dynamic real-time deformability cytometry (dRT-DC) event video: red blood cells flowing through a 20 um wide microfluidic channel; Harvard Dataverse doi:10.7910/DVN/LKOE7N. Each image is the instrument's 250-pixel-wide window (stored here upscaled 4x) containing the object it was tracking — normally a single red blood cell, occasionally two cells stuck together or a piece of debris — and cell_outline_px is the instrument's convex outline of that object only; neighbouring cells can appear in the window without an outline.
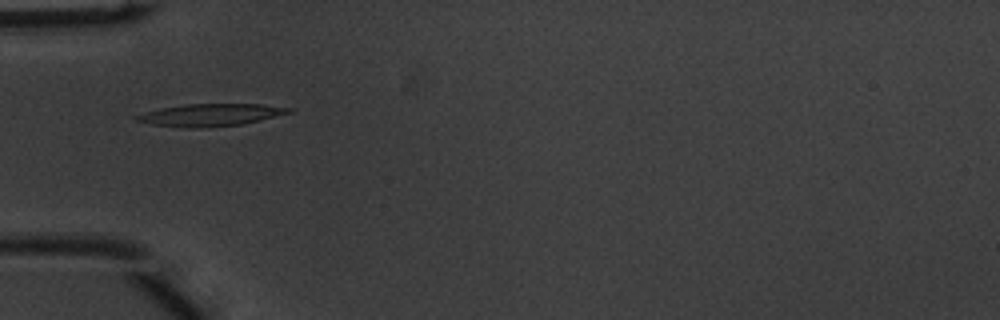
{"species": "common noctule bat (a hibernating species)", "species_latin": "Nyctalus noctula", "temperature_condition": "warm", "stored_images_in_passage": 37, "camera_frame_rate_fps": 3000, "um_per_image_px": 0.085, "animal": {"sex": "male", "body_mass_g": 20.1, "forearm_length_mm": 53.5}, "frame": {"image": 1, "passage_image": 3, "time_ms": 0.667, "image_size_px": [1000, 320], "cell_outline_px": [[292, 112], [260, 120], [240, 124], [204, 128], [184, 128], [152, 124], [136, 120], [132, 116], [160, 108], [188, 104], [260, 104], [292, 108]], "centroid_in_image_um": [17.87, 9.77], "position_along_channel_um": 67.1, "area_um2": 19.65}}
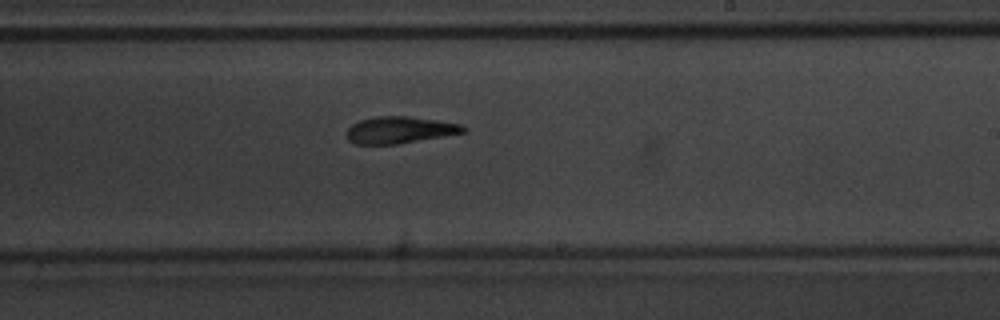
{"frame": {"image": 2, "passage_image": 17, "time_ms": 5.333, "image_size_px": [1000, 320], "cell_outline_px": [[468, 132], [400, 144], [352, 144], [348, 140], [344, 132], [352, 124], [360, 120], [376, 116], [408, 116], [436, 120], [460, 124], [468, 128]], "centroid_in_image_um": [33.97, 11.06], "position_along_channel_um": 255.0, "area_um2": 18.55}}
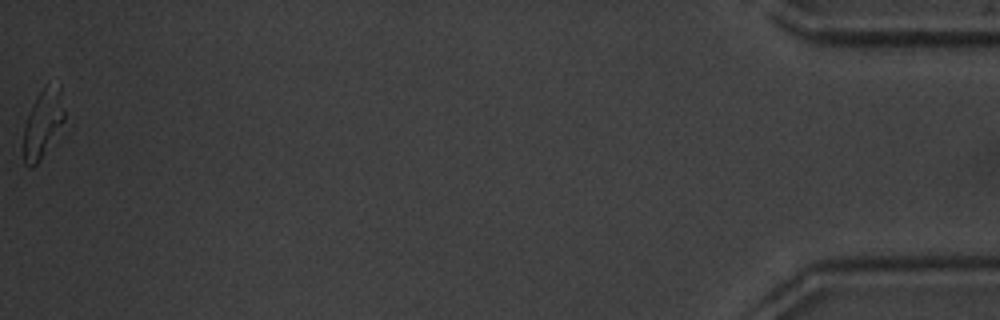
{"frame": {"image": 3, "passage_image": 37, "time_ms": 12.0, "image_size_px": [1000, 320], "cell_outline_px": [[64, 120], [40, 160], [32, 168], [28, 168], [24, 164], [24, 128], [32, 104], [36, 96], [44, 84], [60, 84], [64, 112]], "centroid_in_image_um": [3.63, 10.46], "position_along_channel_um": 431.6, "area_um2": 16.07}, "authors_computed_cell_mechanics": {"area_um2": 18.6116, "velocity_mm_per_s": 4.0383, "shape_relaxation_time_tau1_ms": 3.3383, "shape_relaxation_time_tau2_ms": 4.0444, "deformation_change_tau1": 0.1839, "deformation_change_tau2": 0.1467}}